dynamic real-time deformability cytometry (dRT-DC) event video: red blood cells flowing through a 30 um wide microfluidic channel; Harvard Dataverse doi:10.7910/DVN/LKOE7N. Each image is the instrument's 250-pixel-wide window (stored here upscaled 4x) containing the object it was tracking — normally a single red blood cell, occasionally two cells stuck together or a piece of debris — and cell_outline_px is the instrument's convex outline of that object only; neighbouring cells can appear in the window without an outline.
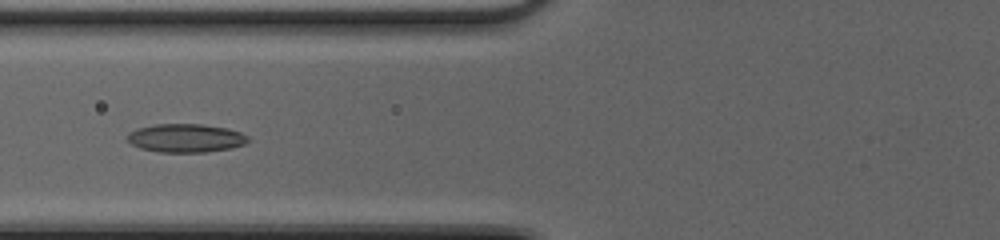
{"species": "common noctule bat (a hibernating species)", "species_latin": "Nyctalus noctula", "temperature_condition": "cold", "stored_images_in_passage": 51, "camera_frame_rate_fps": 3000, "um_per_image_px": 0.085, "animal": {"sex": "female", "body_mass_g": 20.0, "forearm_length_mm": 54.0}, "frame": {"image": 1, "passage_image": 22, "time_ms": 7.0, "image_size_px": [1000, 240], "cell_outline_px": [[252, 140], [244, 144], [232, 148], [204, 152], [160, 152], [140, 148], [132, 144], [128, 140], [128, 132], [136, 128], [156, 124], [204, 124], [228, 128], [240, 132], [248, 136]], "centroid_in_image_um": [15.82, 11.73], "position_along_channel_um": 110.0, "area_um2": 20.17}}
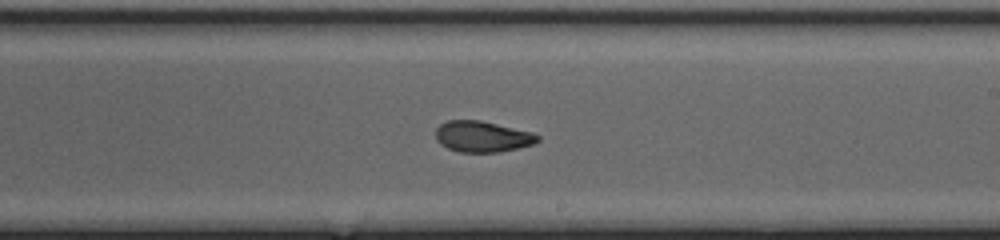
{"frame": {"image": 2, "passage_image": 32, "time_ms": 10.333, "image_size_px": [1000, 240], "cell_outline_px": [[540, 140], [532, 144], [500, 152], [460, 152], [448, 148], [440, 144], [436, 140], [436, 128], [440, 124], [448, 120], [480, 120], [532, 132], [540, 136]], "centroid_in_image_um": [40.98, 11.6], "position_along_channel_um": 248.0, "area_um2": 18.38}}
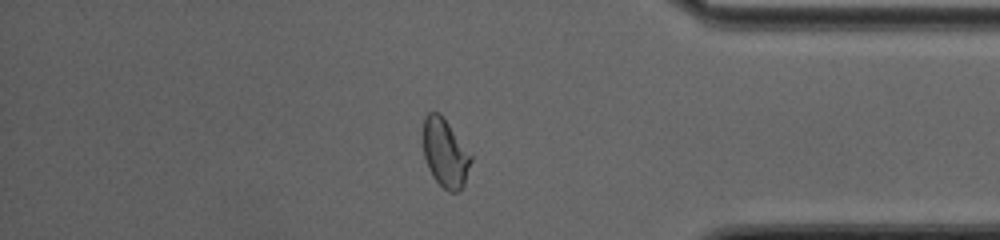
{"frame": {"image": 3, "passage_image": 44, "time_ms": 14.333, "image_size_px": [1000, 240], "cell_outline_px": [[472, 160], [464, 184], [460, 192], [448, 192], [432, 176], [428, 168], [424, 156], [424, 116], [428, 112], [440, 112], [472, 156]], "centroid_in_image_um": [37.84, 13.02], "position_along_channel_um": 397.4, "area_um2": 18.96}, "authors_computed_cell_mechanics": {"area_um2": 19.3052, "velocity_mm_per_s": 4.1386, "shape_relaxation_time_tau1_ms": 6.1787, "shape_relaxation_time_tau2_ms": 1.6309, "deformation_change_tau1": 0.1567, "deformation_change_tau2": 0.0693}}